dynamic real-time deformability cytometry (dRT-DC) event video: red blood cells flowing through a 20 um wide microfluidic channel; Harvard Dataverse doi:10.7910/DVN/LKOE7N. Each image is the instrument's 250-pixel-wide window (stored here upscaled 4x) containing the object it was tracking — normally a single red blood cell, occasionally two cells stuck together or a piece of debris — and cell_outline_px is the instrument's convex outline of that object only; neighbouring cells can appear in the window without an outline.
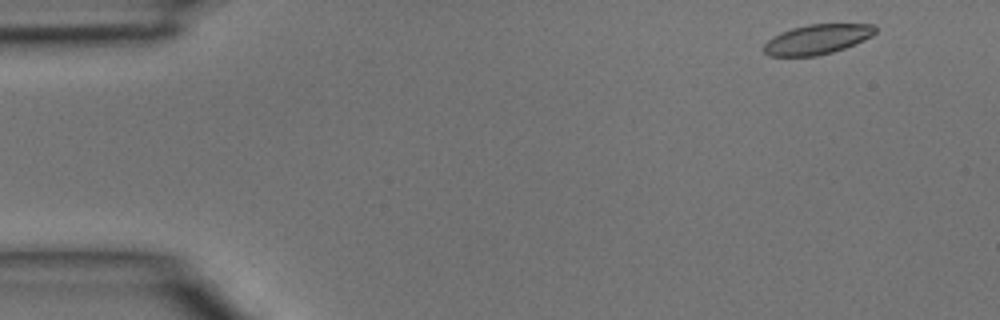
{"species": "common noctule bat (a hibernating species)", "species_latin": "Nyctalus noctula", "temperature_condition": "room temperature", "stored_images_in_passage": 3, "camera_frame_rate_fps": 3000, "um_per_image_px": 0.085, "animal": {"sex": "male", "body_mass_g": 15.6}, "frame": {"image": 1, "passage_image": 1, "time_ms": 0.0, "image_size_px": [1000, 320], "cell_outline_px": [[876, 32], [872, 36], [864, 40], [844, 48], [832, 52], [816, 56], [768, 56], [764, 52], [764, 44], [772, 36], [780, 32], [792, 28], [808, 24], [876, 24]], "centroid_in_image_um": [69.45, 3.34], "position_along_channel_um": 15.5, "area_um2": 19.42}}